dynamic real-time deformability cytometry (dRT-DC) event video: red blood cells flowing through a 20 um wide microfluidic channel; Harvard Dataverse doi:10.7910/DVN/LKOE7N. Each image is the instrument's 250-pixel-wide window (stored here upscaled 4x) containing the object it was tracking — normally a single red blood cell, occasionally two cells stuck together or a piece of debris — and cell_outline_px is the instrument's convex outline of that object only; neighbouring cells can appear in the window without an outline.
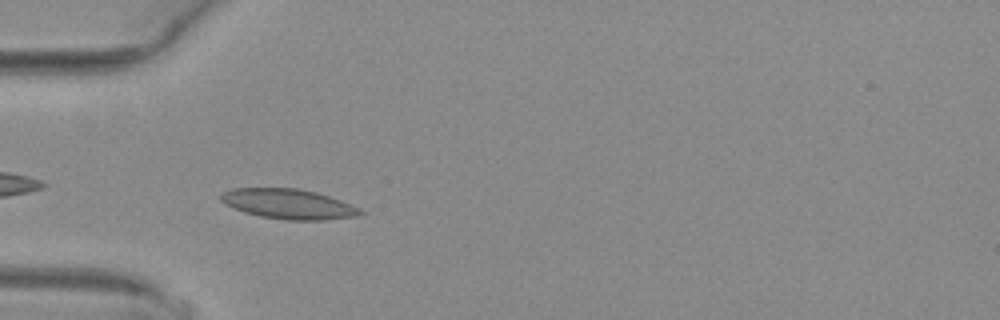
{"species": "common noctule bat (a hibernating species)", "species_latin": "Nyctalus noctula", "temperature_condition": "warm", "stored_images_in_passage": 37, "camera_frame_rate_fps": 3000, "um_per_image_px": 0.085, "animal": {"sex": "female", "body_mass_g": 29.2, "forearm_length_mm": 56.3}, "frame": {"image": 1, "passage_image": 2, "time_ms": 0.333, "image_size_px": [1000, 320], "cell_outline_px": [[364, 212], [356, 216], [324, 220], [284, 220], [260, 216], [244, 212], [232, 208], [224, 204], [220, 200], [220, 196], [224, 192], [232, 188], [296, 188], [316, 192], [340, 200], [360, 208]], "centroid_in_image_um": [24.49, 17.34], "position_along_channel_um": 60.5, "area_um2": 24.33}}
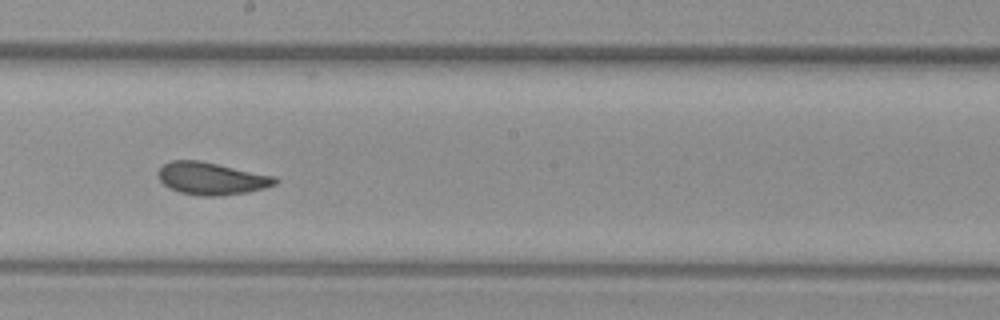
{"frame": {"image": 2, "passage_image": 15, "time_ms": 4.667, "image_size_px": [1000, 320], "cell_outline_px": [[280, 180], [276, 184], [264, 188], [248, 192], [216, 196], [200, 196], [180, 192], [168, 188], [160, 180], [156, 172], [164, 164], [172, 160], [196, 160], [276, 176]], "centroid_in_image_um": [17.97, 15.18], "position_along_channel_um": 230.2, "area_um2": 22.02}}
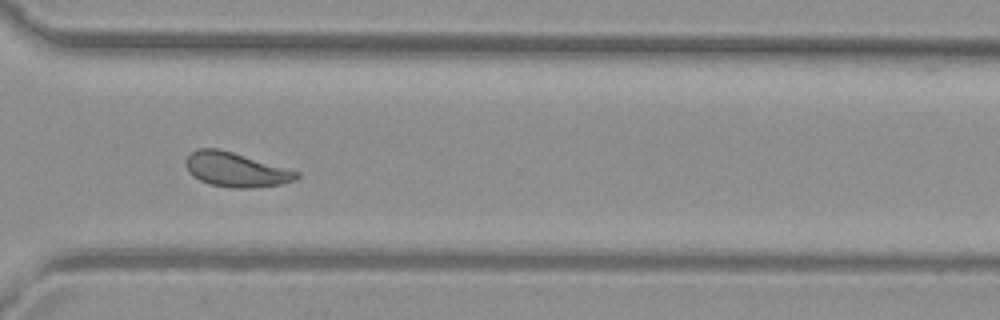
{"frame": {"image": 3, "passage_image": 24, "time_ms": 7.667, "image_size_px": [1000, 320], "cell_outline_px": [[300, 176], [296, 180], [280, 184], [252, 188], [232, 188], [208, 184], [192, 176], [188, 172], [184, 164], [184, 160], [196, 148], [216, 148], [232, 152], [300, 172]], "centroid_in_image_um": [20.01, 14.43], "position_along_channel_um": 350.6, "area_um2": 22.25}, "authors_computed_cell_mechanics": {"area_um2": 22.253, "velocity_mm_per_s": 4.0102, "shape_relaxation_time_tau1_ms": 8.2747, "shape_relaxation_time_tau2_ms": 1.4239, "deformation_change_tau1": 0.1795, "deformation_change_tau2": 0.0547}}